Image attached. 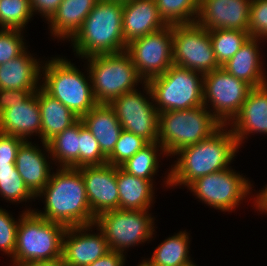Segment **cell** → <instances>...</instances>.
I'll return each mask as SVG.
<instances>
[{"label": "cell", "mask_w": 267, "mask_h": 266, "mask_svg": "<svg viewBox=\"0 0 267 266\" xmlns=\"http://www.w3.org/2000/svg\"><path fill=\"white\" fill-rule=\"evenodd\" d=\"M41 194L46 196L45 212H35L38 216L66 227L94 226L96 217L92 214L85 182L78 169L60 168L37 196Z\"/></svg>", "instance_id": "6da1fadb"}, {"label": "cell", "mask_w": 267, "mask_h": 266, "mask_svg": "<svg viewBox=\"0 0 267 266\" xmlns=\"http://www.w3.org/2000/svg\"><path fill=\"white\" fill-rule=\"evenodd\" d=\"M222 125L208 138L179 150L181 156L167 175V185L189 186L196 179L227 167L239 148L231 130H223ZM222 130V131H221ZM225 131V132H224Z\"/></svg>", "instance_id": "7a4b0ae2"}, {"label": "cell", "mask_w": 267, "mask_h": 266, "mask_svg": "<svg viewBox=\"0 0 267 266\" xmlns=\"http://www.w3.org/2000/svg\"><path fill=\"white\" fill-rule=\"evenodd\" d=\"M123 0H98L71 39L81 57L125 51L122 30Z\"/></svg>", "instance_id": "3957f363"}, {"label": "cell", "mask_w": 267, "mask_h": 266, "mask_svg": "<svg viewBox=\"0 0 267 266\" xmlns=\"http://www.w3.org/2000/svg\"><path fill=\"white\" fill-rule=\"evenodd\" d=\"M23 214L17 222L14 264L20 266L62 257L63 235L67 227L38 216L33 210Z\"/></svg>", "instance_id": "277c9868"}, {"label": "cell", "mask_w": 267, "mask_h": 266, "mask_svg": "<svg viewBox=\"0 0 267 266\" xmlns=\"http://www.w3.org/2000/svg\"><path fill=\"white\" fill-rule=\"evenodd\" d=\"M206 108L202 105L159 113L158 147L164 154L175 155L182 148L208 138L222 126Z\"/></svg>", "instance_id": "5b68a950"}, {"label": "cell", "mask_w": 267, "mask_h": 266, "mask_svg": "<svg viewBox=\"0 0 267 266\" xmlns=\"http://www.w3.org/2000/svg\"><path fill=\"white\" fill-rule=\"evenodd\" d=\"M198 74L202 73L173 64L164 74L145 82L146 94L157 102L159 113L202 106L203 77Z\"/></svg>", "instance_id": "8992f818"}, {"label": "cell", "mask_w": 267, "mask_h": 266, "mask_svg": "<svg viewBox=\"0 0 267 266\" xmlns=\"http://www.w3.org/2000/svg\"><path fill=\"white\" fill-rule=\"evenodd\" d=\"M87 58L92 93L97 104H110L118 96L136 90L135 84L142 80L126 50Z\"/></svg>", "instance_id": "52a82bcc"}, {"label": "cell", "mask_w": 267, "mask_h": 266, "mask_svg": "<svg viewBox=\"0 0 267 266\" xmlns=\"http://www.w3.org/2000/svg\"><path fill=\"white\" fill-rule=\"evenodd\" d=\"M45 82L41 88L81 118L97 105L83 74L67 60L55 58L45 63Z\"/></svg>", "instance_id": "ba28073f"}, {"label": "cell", "mask_w": 267, "mask_h": 266, "mask_svg": "<svg viewBox=\"0 0 267 266\" xmlns=\"http://www.w3.org/2000/svg\"><path fill=\"white\" fill-rule=\"evenodd\" d=\"M147 210H109L95 218L110 250L122 253L124 249L145 242L153 235V218Z\"/></svg>", "instance_id": "9c48e42d"}, {"label": "cell", "mask_w": 267, "mask_h": 266, "mask_svg": "<svg viewBox=\"0 0 267 266\" xmlns=\"http://www.w3.org/2000/svg\"><path fill=\"white\" fill-rule=\"evenodd\" d=\"M173 64L202 73L220 68L210 40L209 31L198 25H172Z\"/></svg>", "instance_id": "30bf717a"}, {"label": "cell", "mask_w": 267, "mask_h": 266, "mask_svg": "<svg viewBox=\"0 0 267 266\" xmlns=\"http://www.w3.org/2000/svg\"><path fill=\"white\" fill-rule=\"evenodd\" d=\"M203 77V102L213 104V116L222 124L227 125L240 112L243 103L253 88L245 81L236 78L222 67L209 72ZM208 98V101H207Z\"/></svg>", "instance_id": "8fae6325"}, {"label": "cell", "mask_w": 267, "mask_h": 266, "mask_svg": "<svg viewBox=\"0 0 267 266\" xmlns=\"http://www.w3.org/2000/svg\"><path fill=\"white\" fill-rule=\"evenodd\" d=\"M126 51L144 83L164 74L173 65L172 26L134 39L127 44Z\"/></svg>", "instance_id": "7c38bea8"}, {"label": "cell", "mask_w": 267, "mask_h": 266, "mask_svg": "<svg viewBox=\"0 0 267 266\" xmlns=\"http://www.w3.org/2000/svg\"><path fill=\"white\" fill-rule=\"evenodd\" d=\"M250 183L228 168L204 175L188 187L200 200L222 211H230L250 191Z\"/></svg>", "instance_id": "4fadbf2b"}, {"label": "cell", "mask_w": 267, "mask_h": 266, "mask_svg": "<svg viewBox=\"0 0 267 266\" xmlns=\"http://www.w3.org/2000/svg\"><path fill=\"white\" fill-rule=\"evenodd\" d=\"M109 105L123 130L141 136L149 143L158 142L159 112L141 93L126 92Z\"/></svg>", "instance_id": "5bb4252c"}, {"label": "cell", "mask_w": 267, "mask_h": 266, "mask_svg": "<svg viewBox=\"0 0 267 266\" xmlns=\"http://www.w3.org/2000/svg\"><path fill=\"white\" fill-rule=\"evenodd\" d=\"M78 170L84 179L89 205L95 217L106 211L119 209L117 167L106 163L85 166Z\"/></svg>", "instance_id": "9a60e30c"}, {"label": "cell", "mask_w": 267, "mask_h": 266, "mask_svg": "<svg viewBox=\"0 0 267 266\" xmlns=\"http://www.w3.org/2000/svg\"><path fill=\"white\" fill-rule=\"evenodd\" d=\"M252 0H200L196 23L208 31H248Z\"/></svg>", "instance_id": "2e32d148"}, {"label": "cell", "mask_w": 267, "mask_h": 266, "mask_svg": "<svg viewBox=\"0 0 267 266\" xmlns=\"http://www.w3.org/2000/svg\"><path fill=\"white\" fill-rule=\"evenodd\" d=\"M90 226L92 225L66 228L63 235L62 258L67 266H88L110 251L101 230L100 235L81 233L90 229ZM65 237L69 238L65 240Z\"/></svg>", "instance_id": "e0dca14e"}, {"label": "cell", "mask_w": 267, "mask_h": 266, "mask_svg": "<svg viewBox=\"0 0 267 266\" xmlns=\"http://www.w3.org/2000/svg\"><path fill=\"white\" fill-rule=\"evenodd\" d=\"M166 26L155 0H123L122 30L126 44Z\"/></svg>", "instance_id": "ac0fdd59"}, {"label": "cell", "mask_w": 267, "mask_h": 266, "mask_svg": "<svg viewBox=\"0 0 267 266\" xmlns=\"http://www.w3.org/2000/svg\"><path fill=\"white\" fill-rule=\"evenodd\" d=\"M34 132L41 137V112L38 93L33 92L24 102H18L0 113V133L26 140Z\"/></svg>", "instance_id": "d6986e66"}, {"label": "cell", "mask_w": 267, "mask_h": 266, "mask_svg": "<svg viewBox=\"0 0 267 266\" xmlns=\"http://www.w3.org/2000/svg\"><path fill=\"white\" fill-rule=\"evenodd\" d=\"M233 121L234 127L231 131L238 145L247 133H267V84L251 89Z\"/></svg>", "instance_id": "ffe728a7"}, {"label": "cell", "mask_w": 267, "mask_h": 266, "mask_svg": "<svg viewBox=\"0 0 267 266\" xmlns=\"http://www.w3.org/2000/svg\"><path fill=\"white\" fill-rule=\"evenodd\" d=\"M80 119L97 140L102 153L108 157L123 130L113 108L109 104H97Z\"/></svg>", "instance_id": "44dd1931"}, {"label": "cell", "mask_w": 267, "mask_h": 266, "mask_svg": "<svg viewBox=\"0 0 267 266\" xmlns=\"http://www.w3.org/2000/svg\"><path fill=\"white\" fill-rule=\"evenodd\" d=\"M31 142L23 141L16 154V169L28 189L37 197L50 179V168L43 156Z\"/></svg>", "instance_id": "7402d4cb"}, {"label": "cell", "mask_w": 267, "mask_h": 266, "mask_svg": "<svg viewBox=\"0 0 267 266\" xmlns=\"http://www.w3.org/2000/svg\"><path fill=\"white\" fill-rule=\"evenodd\" d=\"M258 38L250 37L238 52L221 67L252 87L267 84L259 61Z\"/></svg>", "instance_id": "603a6c76"}, {"label": "cell", "mask_w": 267, "mask_h": 266, "mask_svg": "<svg viewBox=\"0 0 267 266\" xmlns=\"http://www.w3.org/2000/svg\"><path fill=\"white\" fill-rule=\"evenodd\" d=\"M41 112V138L47 143L55 135L75 124L80 118L42 88L37 89Z\"/></svg>", "instance_id": "cb8c5ba5"}, {"label": "cell", "mask_w": 267, "mask_h": 266, "mask_svg": "<svg viewBox=\"0 0 267 266\" xmlns=\"http://www.w3.org/2000/svg\"><path fill=\"white\" fill-rule=\"evenodd\" d=\"M40 68L38 62L26 51L17 58L0 64V89L37 90Z\"/></svg>", "instance_id": "d4e9b609"}, {"label": "cell", "mask_w": 267, "mask_h": 266, "mask_svg": "<svg viewBox=\"0 0 267 266\" xmlns=\"http://www.w3.org/2000/svg\"><path fill=\"white\" fill-rule=\"evenodd\" d=\"M98 0H62L59 8L48 20L52 34L71 38L81 28L84 20ZM68 36V37H67Z\"/></svg>", "instance_id": "484cf974"}, {"label": "cell", "mask_w": 267, "mask_h": 266, "mask_svg": "<svg viewBox=\"0 0 267 266\" xmlns=\"http://www.w3.org/2000/svg\"><path fill=\"white\" fill-rule=\"evenodd\" d=\"M151 182V180L135 177L121 167H117L119 209L148 210L153 199V183Z\"/></svg>", "instance_id": "4316f807"}, {"label": "cell", "mask_w": 267, "mask_h": 266, "mask_svg": "<svg viewBox=\"0 0 267 266\" xmlns=\"http://www.w3.org/2000/svg\"><path fill=\"white\" fill-rule=\"evenodd\" d=\"M43 144L61 167L79 169V120Z\"/></svg>", "instance_id": "83f0119b"}, {"label": "cell", "mask_w": 267, "mask_h": 266, "mask_svg": "<svg viewBox=\"0 0 267 266\" xmlns=\"http://www.w3.org/2000/svg\"><path fill=\"white\" fill-rule=\"evenodd\" d=\"M185 232L169 237L155 249L151 260H144L147 266H182L190 263L188 238Z\"/></svg>", "instance_id": "f1b7e54d"}, {"label": "cell", "mask_w": 267, "mask_h": 266, "mask_svg": "<svg viewBox=\"0 0 267 266\" xmlns=\"http://www.w3.org/2000/svg\"><path fill=\"white\" fill-rule=\"evenodd\" d=\"M215 58L220 66L231 59L251 37L248 31L215 29L209 31Z\"/></svg>", "instance_id": "f546056e"}, {"label": "cell", "mask_w": 267, "mask_h": 266, "mask_svg": "<svg viewBox=\"0 0 267 266\" xmlns=\"http://www.w3.org/2000/svg\"><path fill=\"white\" fill-rule=\"evenodd\" d=\"M158 13L166 25L195 23L200 0H155ZM194 15H196L194 17ZM194 17V18H191Z\"/></svg>", "instance_id": "4dcf8cb0"}, {"label": "cell", "mask_w": 267, "mask_h": 266, "mask_svg": "<svg viewBox=\"0 0 267 266\" xmlns=\"http://www.w3.org/2000/svg\"><path fill=\"white\" fill-rule=\"evenodd\" d=\"M157 143L158 142L149 143L120 167L135 177L152 180V175H155L157 172L156 170L158 169V160L156 154V148L158 145Z\"/></svg>", "instance_id": "1f68e13d"}, {"label": "cell", "mask_w": 267, "mask_h": 266, "mask_svg": "<svg viewBox=\"0 0 267 266\" xmlns=\"http://www.w3.org/2000/svg\"><path fill=\"white\" fill-rule=\"evenodd\" d=\"M33 15L30 0H0L2 29H23Z\"/></svg>", "instance_id": "d6a6232c"}, {"label": "cell", "mask_w": 267, "mask_h": 266, "mask_svg": "<svg viewBox=\"0 0 267 266\" xmlns=\"http://www.w3.org/2000/svg\"><path fill=\"white\" fill-rule=\"evenodd\" d=\"M106 163L107 157L102 153L97 140L79 119V168Z\"/></svg>", "instance_id": "836d02e7"}, {"label": "cell", "mask_w": 267, "mask_h": 266, "mask_svg": "<svg viewBox=\"0 0 267 266\" xmlns=\"http://www.w3.org/2000/svg\"><path fill=\"white\" fill-rule=\"evenodd\" d=\"M148 144L149 142L143 137L122 130L114 150L107 157V163L115 167H120Z\"/></svg>", "instance_id": "e575fe53"}, {"label": "cell", "mask_w": 267, "mask_h": 266, "mask_svg": "<svg viewBox=\"0 0 267 266\" xmlns=\"http://www.w3.org/2000/svg\"><path fill=\"white\" fill-rule=\"evenodd\" d=\"M19 29L0 31V64L17 58L25 52L24 42Z\"/></svg>", "instance_id": "d590c367"}, {"label": "cell", "mask_w": 267, "mask_h": 266, "mask_svg": "<svg viewBox=\"0 0 267 266\" xmlns=\"http://www.w3.org/2000/svg\"><path fill=\"white\" fill-rule=\"evenodd\" d=\"M248 33L251 37H267V0H252Z\"/></svg>", "instance_id": "8d00e7d4"}, {"label": "cell", "mask_w": 267, "mask_h": 266, "mask_svg": "<svg viewBox=\"0 0 267 266\" xmlns=\"http://www.w3.org/2000/svg\"><path fill=\"white\" fill-rule=\"evenodd\" d=\"M0 194L9 201H23L36 197L26 186L20 174L17 177L0 178Z\"/></svg>", "instance_id": "74e56055"}, {"label": "cell", "mask_w": 267, "mask_h": 266, "mask_svg": "<svg viewBox=\"0 0 267 266\" xmlns=\"http://www.w3.org/2000/svg\"><path fill=\"white\" fill-rule=\"evenodd\" d=\"M18 224L3 209H0V249L14 255Z\"/></svg>", "instance_id": "f35d334b"}, {"label": "cell", "mask_w": 267, "mask_h": 266, "mask_svg": "<svg viewBox=\"0 0 267 266\" xmlns=\"http://www.w3.org/2000/svg\"><path fill=\"white\" fill-rule=\"evenodd\" d=\"M24 140L0 133V162H16V154Z\"/></svg>", "instance_id": "ab89813d"}, {"label": "cell", "mask_w": 267, "mask_h": 266, "mask_svg": "<svg viewBox=\"0 0 267 266\" xmlns=\"http://www.w3.org/2000/svg\"><path fill=\"white\" fill-rule=\"evenodd\" d=\"M37 90H3L0 89V113L18 102H24L33 92Z\"/></svg>", "instance_id": "60d3db41"}, {"label": "cell", "mask_w": 267, "mask_h": 266, "mask_svg": "<svg viewBox=\"0 0 267 266\" xmlns=\"http://www.w3.org/2000/svg\"><path fill=\"white\" fill-rule=\"evenodd\" d=\"M61 2L62 0H30L32 12L38 10L47 20L56 12Z\"/></svg>", "instance_id": "b9f144b4"}, {"label": "cell", "mask_w": 267, "mask_h": 266, "mask_svg": "<svg viewBox=\"0 0 267 266\" xmlns=\"http://www.w3.org/2000/svg\"><path fill=\"white\" fill-rule=\"evenodd\" d=\"M124 261V255L122 253L110 250L88 266H123Z\"/></svg>", "instance_id": "7bdbcfd3"}, {"label": "cell", "mask_w": 267, "mask_h": 266, "mask_svg": "<svg viewBox=\"0 0 267 266\" xmlns=\"http://www.w3.org/2000/svg\"><path fill=\"white\" fill-rule=\"evenodd\" d=\"M18 175L15 162H0V178L17 177Z\"/></svg>", "instance_id": "ee69618b"}, {"label": "cell", "mask_w": 267, "mask_h": 266, "mask_svg": "<svg viewBox=\"0 0 267 266\" xmlns=\"http://www.w3.org/2000/svg\"><path fill=\"white\" fill-rule=\"evenodd\" d=\"M20 266H67V264L64 262V259L60 257L55 260L25 263Z\"/></svg>", "instance_id": "f6af8a7d"}, {"label": "cell", "mask_w": 267, "mask_h": 266, "mask_svg": "<svg viewBox=\"0 0 267 266\" xmlns=\"http://www.w3.org/2000/svg\"><path fill=\"white\" fill-rule=\"evenodd\" d=\"M262 192H260L258 194V196L256 197V206L257 209L259 208V210L261 211H266L267 212V187H265V190H261Z\"/></svg>", "instance_id": "bcb514c9"}, {"label": "cell", "mask_w": 267, "mask_h": 266, "mask_svg": "<svg viewBox=\"0 0 267 266\" xmlns=\"http://www.w3.org/2000/svg\"><path fill=\"white\" fill-rule=\"evenodd\" d=\"M182 266H196V265H194V263H193V262H190V263H187V264H185V265H182Z\"/></svg>", "instance_id": "7dc6e473"}, {"label": "cell", "mask_w": 267, "mask_h": 266, "mask_svg": "<svg viewBox=\"0 0 267 266\" xmlns=\"http://www.w3.org/2000/svg\"><path fill=\"white\" fill-rule=\"evenodd\" d=\"M138 266H147L144 262L140 263Z\"/></svg>", "instance_id": "c3c4849f"}]
</instances>
